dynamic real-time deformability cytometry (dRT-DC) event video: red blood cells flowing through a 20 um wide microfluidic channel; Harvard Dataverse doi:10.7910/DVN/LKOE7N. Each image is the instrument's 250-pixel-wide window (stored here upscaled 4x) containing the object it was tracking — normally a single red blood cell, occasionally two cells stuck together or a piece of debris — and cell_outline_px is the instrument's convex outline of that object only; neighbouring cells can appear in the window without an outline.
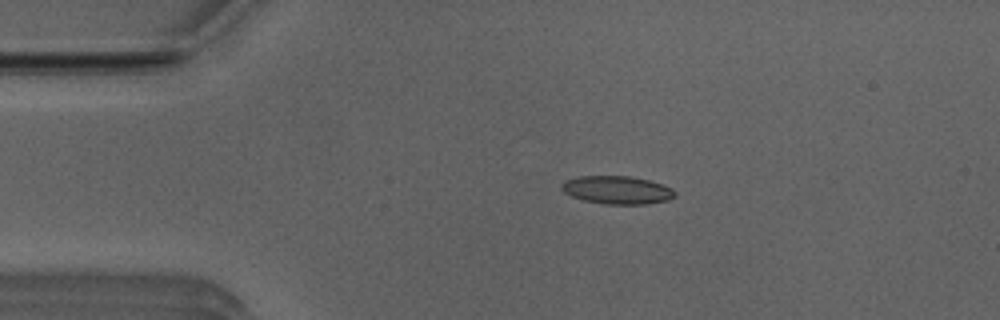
{"species": "Egyptian fruit bat (a non-hibernating species)", "species_latin": "Rousettus aegyptiacus", "temperature_condition": "room temperature", "stored_images_in_passage": 42, "camera_frame_rate_fps": 3000, "um_per_image_px": 0.085, "animal": {"sex": "male"}, "frame": {"image": 1, "passage_image": 1, "time_ms": 0.0, "image_size_px": [1000, 320], "cell_outline_px": [[676, 196], [668, 200], [644, 204], [604, 204], [584, 200], [572, 196], [564, 192], [560, 188], [560, 184], [564, 180], [580, 176], [628, 176], [648, 180], [672, 188], [676, 192]], "centroid_in_image_um": [52.43, 16.15], "position_along_channel_um": 32.6, "area_um2": 18.5}}
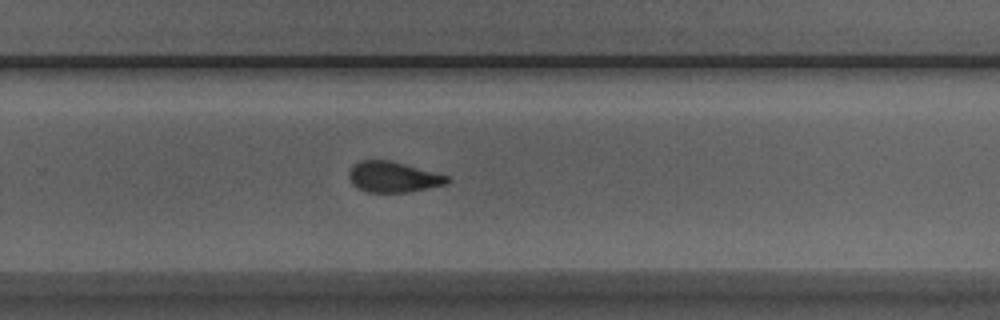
{"frame": {"image": 2, "passage_image": 24, "time_ms": 7.667, "image_size_px": [1000, 320], "cell_outline_px": [[452, 180], [448, 184], [408, 192], [368, 192], [356, 188], [352, 184], [348, 176], [348, 172], [352, 164], [360, 160], [388, 160], [404, 164], [448, 176]], "centroid_in_image_um": [33.38, 15.05], "position_along_channel_um": 296.4, "area_um2": 17.63}}
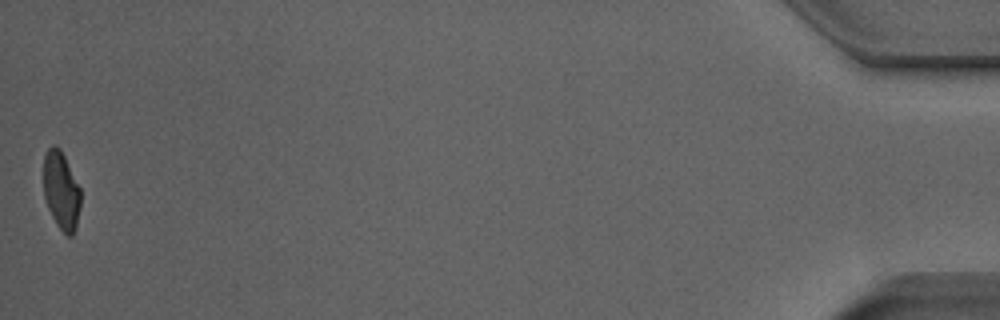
{"frame": {"image": 3, "passage_image": 42, "time_ms": 13.667, "image_size_px": [1000, 320], "cell_outline_px": [[80, 208], [76, 228], [72, 236], [68, 236], [56, 224], [48, 208], [44, 196], [44, 156], [48, 148], [52, 144], [56, 144], [60, 148], [80, 188]], "centroid_in_image_um": [5.2, 16.19], "position_along_channel_um": 430.0, "area_um2": 16.82}, "authors_computed_cell_mechanics": {"area_um2": 18.3515, "velocity_mm_per_s": 3.9709, "shape_relaxation_time_tau1_ms": 4.54, "shape_relaxation_time_tau2_ms": 2.0522, "deformation_change_tau1": 0.1467, "deformation_change_tau2": 0.0968}}